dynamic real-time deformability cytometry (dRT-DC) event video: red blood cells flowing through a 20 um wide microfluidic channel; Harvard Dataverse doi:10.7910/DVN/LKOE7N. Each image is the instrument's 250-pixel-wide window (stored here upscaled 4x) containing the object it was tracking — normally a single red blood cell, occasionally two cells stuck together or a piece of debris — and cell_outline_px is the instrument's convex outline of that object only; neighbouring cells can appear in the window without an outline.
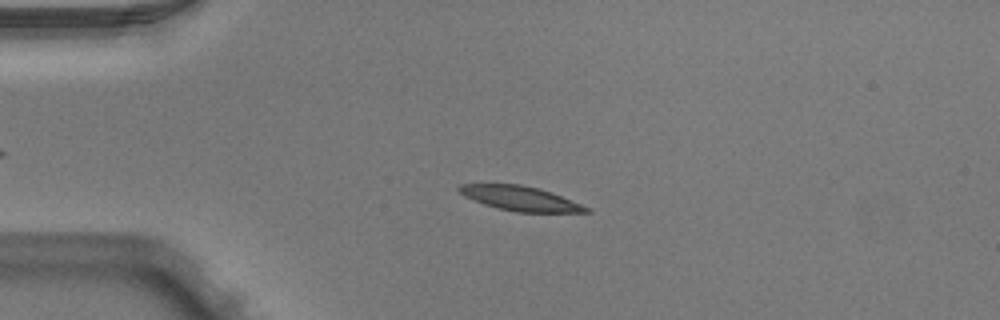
{"species": "Egyptian fruit bat (a non-hibernating species)", "species_latin": "Rousettus aegyptiacus", "temperature_condition": "warm", "stored_images_in_passage": 51, "camera_frame_rate_fps": 3000, "um_per_image_px": 0.085, "animal": {"sex": "male"}, "frame": {"image": 1, "passage_image": 12, "time_ms": 3.667, "image_size_px": [1000, 320], "cell_outline_px": [[592, 212], [516, 212], [496, 208], [484, 204], [464, 196], [456, 188], [460, 184], [520, 184], [540, 188], [592, 208]], "centroid_in_image_um": [44.24, 16.87], "position_along_channel_um": 40.8, "area_um2": 18.21}}
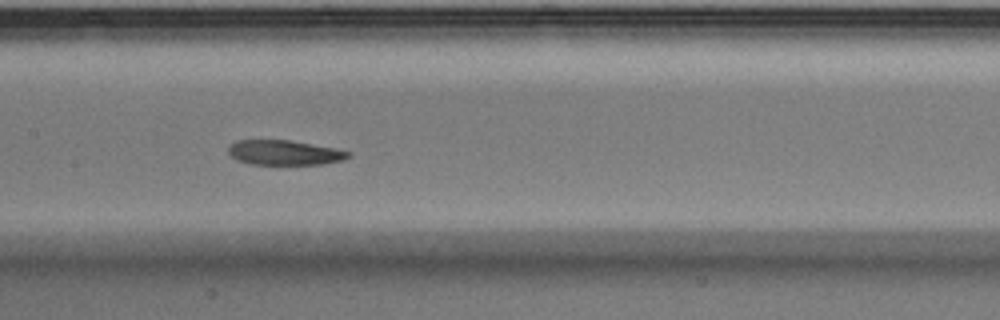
{"frame": {"image": 2, "passage_image": 25, "time_ms": 8.0, "image_size_px": [1000, 320], "cell_outline_px": [[352, 156], [344, 160], [324, 164], [248, 164], [236, 160], [228, 152], [228, 148], [236, 140], [292, 140], [336, 148], [352, 152]], "centroid_in_image_um": [24.23, 12.97], "position_along_channel_um": 183.2, "area_um2": 17.57}}
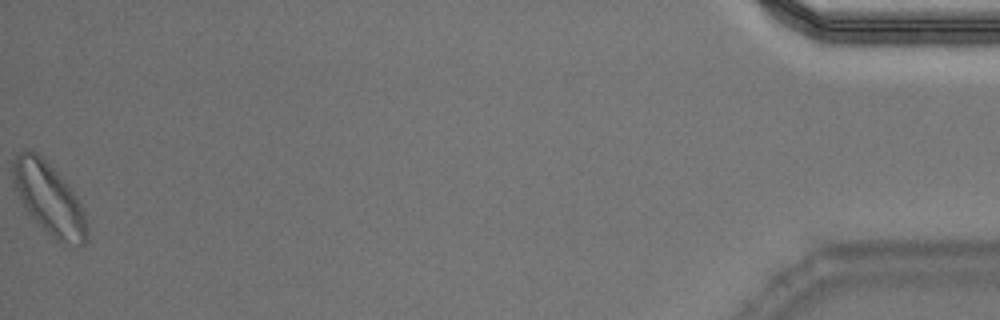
{"frame": {"image": 3, "passage_image": 51, "time_ms": 16.667, "image_size_px": [1000, 320], "cell_outline_px": [[88, 240], [84, 244], [64, 248], [28, 212], [16, 188], [12, 176], [12, 160], [16, 152], [24, 148], [36, 152], [68, 184], [76, 196], [80, 204], [84, 216], [88, 232]], "centroid_in_image_um": [4.18, 16.91], "position_along_channel_um": 431.0, "area_um2": 30.63}}